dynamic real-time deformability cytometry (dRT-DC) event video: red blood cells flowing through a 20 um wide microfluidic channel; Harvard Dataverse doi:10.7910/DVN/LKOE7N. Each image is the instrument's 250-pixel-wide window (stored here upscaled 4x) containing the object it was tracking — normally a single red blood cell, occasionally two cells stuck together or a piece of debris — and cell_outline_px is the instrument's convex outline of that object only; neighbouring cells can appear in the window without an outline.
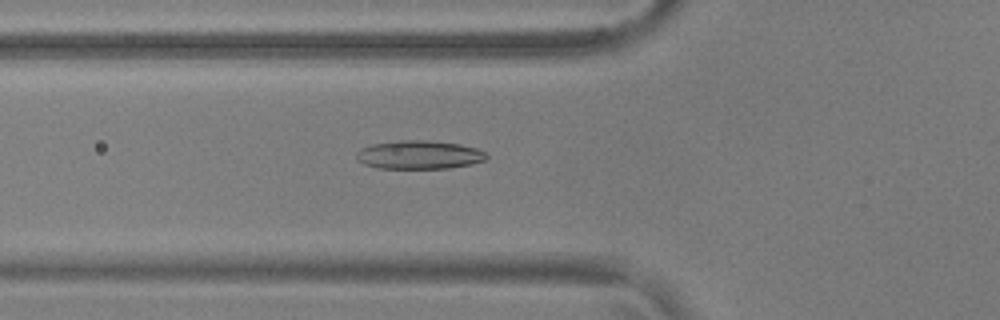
{"species": "common noctule bat (a hibernating species)", "species_latin": "Nyctalus noctula", "temperature_condition": "warm", "stored_images_in_passage": 52, "camera_frame_rate_fps": 3000, "um_per_image_px": 0.085, "animal": {"sex": "male", "body_mass_g": 17.9, "forearm_length_mm": 54.2}, "frame": {"image": 1, "passage_image": 17, "time_ms": 5.333, "image_size_px": [1000, 320], "cell_outline_px": [[488, 156], [484, 160], [472, 164], [448, 168], [380, 168], [364, 164], [356, 160], [356, 152], [360, 148], [372, 144], [396, 140], [428, 140], [460, 144], [476, 148], [484, 152]], "centroid_in_image_um": [35.59, 13.15], "position_along_channel_um": 90.2, "area_um2": 21.68}}
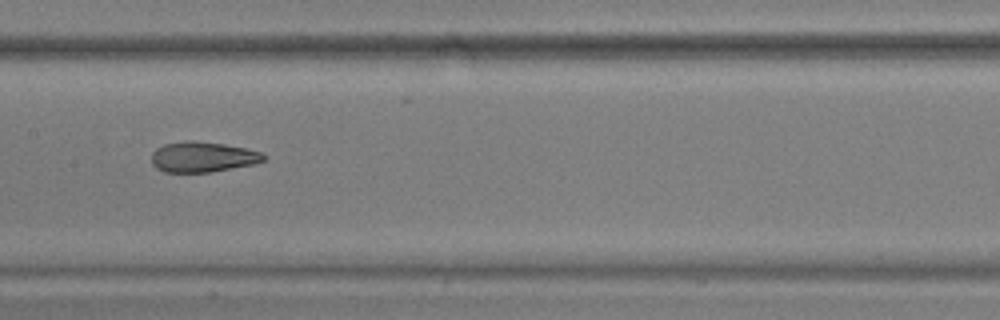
{"frame": {"image": 2, "passage_image": 25, "time_ms": 8.0, "image_size_px": [1000, 320], "cell_outline_px": [[268, 156], [264, 160], [256, 164], [208, 172], [164, 172], [156, 168], [152, 164], [152, 152], [156, 148], [164, 144], [184, 140], [192, 140], [224, 144], [244, 148], [260, 152]], "centroid_in_image_um": [17.22, 13.33], "position_along_channel_um": 190.2, "area_um2": 19.94}}
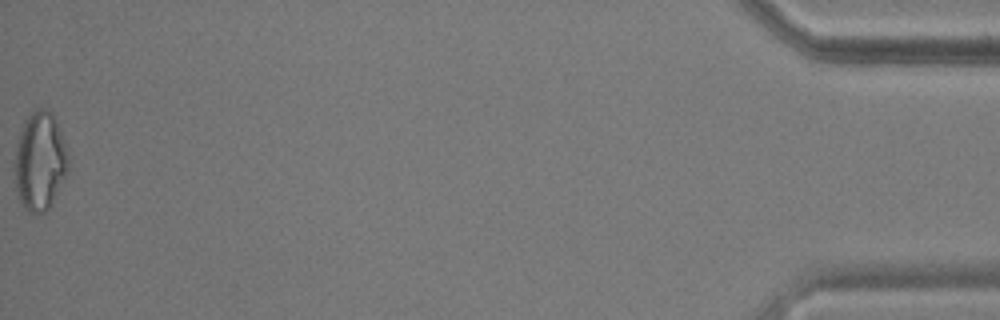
{"frame": {"image": 3, "passage_image": 52, "time_ms": 17.0, "image_size_px": [1000, 320], "cell_outline_px": [[68, 168], [48, 208], [44, 212], [36, 216], [28, 212], [20, 204], [16, 188], [16, 144], [20, 128], [24, 120], [32, 108], [48, 108], [52, 112], [56, 120], [64, 140], [68, 160]], "centroid_in_image_um": [3.37, 13.65], "position_along_channel_um": 431.8, "area_um2": 30.69}, "authors_computed_cell_mechanics": {"area_um2": 21.6461, "velocity_mm_per_s": 3.7182, "shape_relaxation_time_tau1_ms": 7.9062, "shape_relaxation_time_tau2_ms": 2.2403, "deformation_change_tau1": 0.2079, "deformation_change_tau2": 0.0988}}